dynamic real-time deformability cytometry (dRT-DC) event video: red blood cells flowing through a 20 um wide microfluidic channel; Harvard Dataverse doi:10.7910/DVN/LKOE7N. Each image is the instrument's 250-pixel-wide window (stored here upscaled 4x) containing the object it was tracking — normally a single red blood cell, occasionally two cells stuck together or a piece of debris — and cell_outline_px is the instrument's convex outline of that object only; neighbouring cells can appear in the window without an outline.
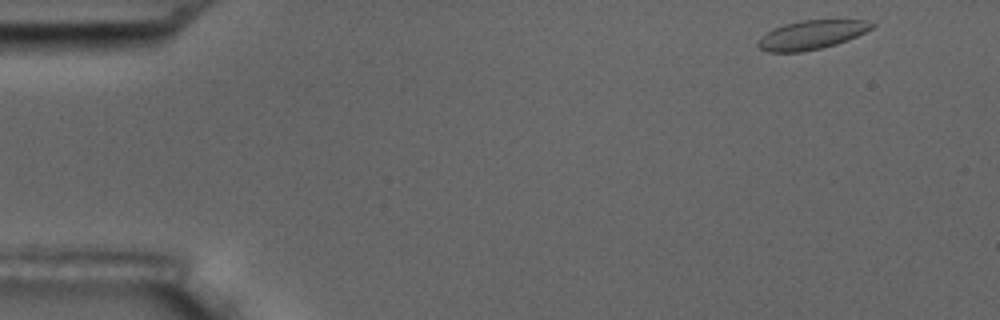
{"species": "common noctule bat (a hibernating species)", "species_latin": "Nyctalus noctula", "temperature_condition": "room temperature", "stored_images_in_passage": 4, "camera_frame_rate_fps": 3000, "um_per_image_px": 0.085, "animal": {"sex": "male", "body_mass_g": 17.5, "forearm_length_mm": 52.3}, "frame": {"image": 1, "passage_image": 1, "time_ms": 0.0, "image_size_px": [1000, 320], "cell_outline_px": [[876, 24], [872, 28], [848, 40], [836, 44], [820, 48], [800, 52], [768, 52], [760, 48], [756, 44], [760, 36], [772, 28], [784, 24], [800, 20], [868, 20]], "centroid_in_image_um": [68.95, 2.95], "position_along_channel_um": 16.1, "area_um2": 19.25}}